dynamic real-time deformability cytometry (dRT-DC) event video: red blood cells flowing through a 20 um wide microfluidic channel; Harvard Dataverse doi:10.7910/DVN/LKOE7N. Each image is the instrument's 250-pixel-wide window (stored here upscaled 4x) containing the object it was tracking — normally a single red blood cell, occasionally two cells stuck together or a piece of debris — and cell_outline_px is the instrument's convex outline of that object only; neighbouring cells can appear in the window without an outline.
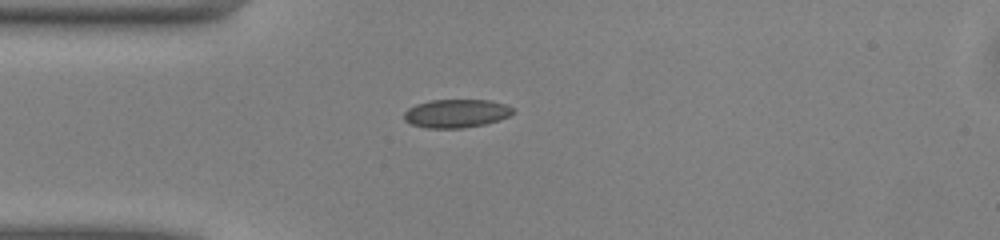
{"species": "common noctule bat (a hibernating species)", "species_latin": "Nyctalus noctula", "temperature_condition": "warm", "stored_images_in_passage": 38, "camera_frame_rate_fps": 3000, "um_per_image_px": 0.085, "animal": {"sex": "male", "body_mass_g": 13.0, "forearm_length_mm": 53.1}, "frame": {"image": 1, "passage_image": 1, "time_ms": 0.0, "image_size_px": [1000, 240], "cell_outline_px": [[516, 112], [500, 120], [484, 124], [460, 128], [428, 128], [412, 124], [404, 120], [404, 112], [408, 108], [416, 104], [428, 100], [488, 100], [504, 104], [512, 108]], "centroid_in_image_um": [38.77, 9.64], "position_along_channel_um": 46.2, "area_um2": 17.98}}
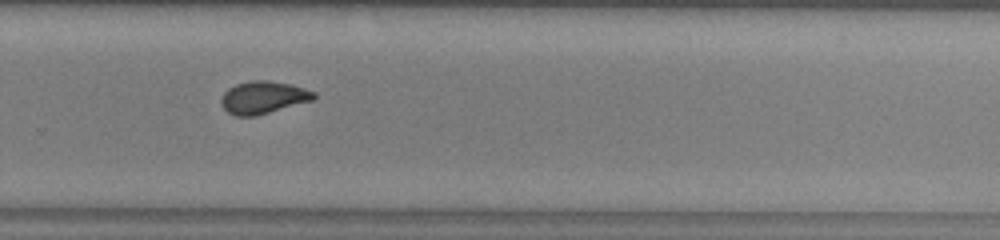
{"frame": {"image": 2, "passage_image": 21, "time_ms": 6.667, "image_size_px": [1000, 240], "cell_outline_px": [[316, 96], [312, 100], [256, 116], [236, 116], [228, 112], [220, 104], [220, 100], [224, 92], [228, 88], [236, 84], [252, 80], [268, 80], [292, 84], [316, 92]], "centroid_in_image_um": [22.36, 8.27], "position_along_channel_um": 307.4, "area_um2": 17.57}}
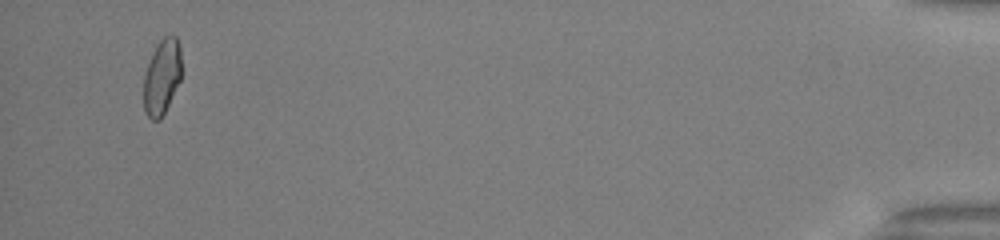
{"frame": {"image": 3, "passage_image": 36, "time_ms": 11.667, "image_size_px": [1000, 240], "cell_outline_px": [[180, 80], [160, 120], [152, 120], [144, 112], [144, 76], [152, 52], [156, 44], [164, 36], [172, 32], [176, 36], [180, 48]], "centroid_in_image_um": [13.75, 6.49], "position_along_channel_um": 421.4, "area_um2": 16.53}, "authors_computed_cell_mechanics": {"area_um2": 17.3978, "velocity_mm_per_s": 4.0921, "shape_relaxation_time_tau1_ms": 7.1728, "shape_relaxation_time_tau2_ms": 0.9341, "deformation_change_tau1": 0.1459, "deformation_change_tau2": 0.0402}}